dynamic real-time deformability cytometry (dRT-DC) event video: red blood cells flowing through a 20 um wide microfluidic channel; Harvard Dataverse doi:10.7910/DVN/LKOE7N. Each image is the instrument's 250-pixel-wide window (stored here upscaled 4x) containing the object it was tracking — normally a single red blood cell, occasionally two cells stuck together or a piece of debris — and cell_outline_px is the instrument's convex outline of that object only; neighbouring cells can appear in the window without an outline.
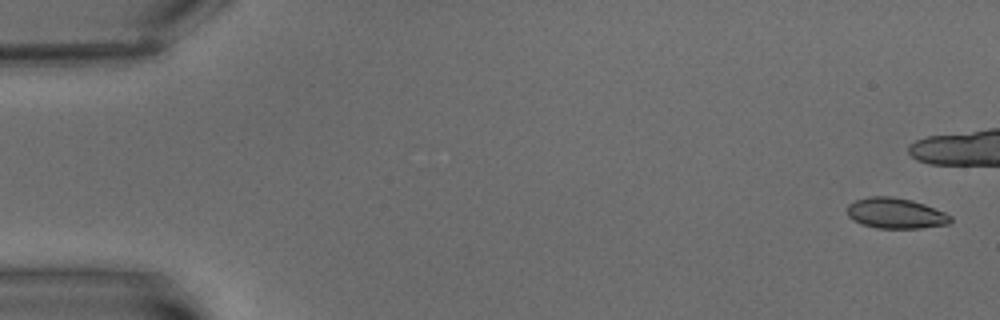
{"species": "common noctule bat (a hibernating species)", "species_latin": "Nyctalus noctula", "temperature_condition": "warm", "stored_images_in_passage": 12, "camera_frame_rate_fps": 3000, "um_per_image_px": 0.085, "animal": {"sex": "male", "body_mass_g": 15.6}, "frame": {"image": 1, "passage_image": 1, "time_ms": 0.0, "image_size_px": [1000, 320], "cell_outline_px": [[952, 220], [948, 224], [924, 228], [876, 228], [852, 220], [848, 216], [848, 204], [856, 200], [868, 196], [892, 196], [912, 200], [924, 204], [944, 212], [952, 216]], "centroid_in_image_um": [76.14, 18.12], "position_along_channel_um": 8.9, "area_um2": 18.44}}
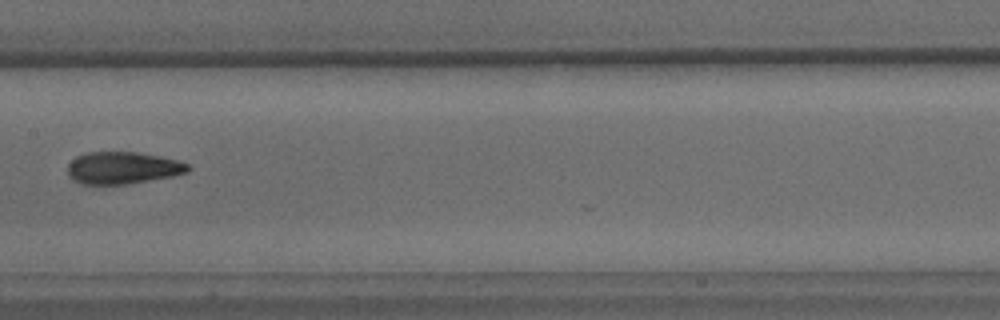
{"frame": {"image": 2, "passage_image": 11, "time_ms": 13.333, "image_size_px": [1000, 320], "cell_outline_px": [[192, 168], [188, 172], [172, 176], [124, 184], [80, 184], [72, 180], [68, 176], [68, 164], [76, 156], [88, 152], [136, 152], [160, 156], [176, 160], [188, 164]], "centroid_in_image_um": [10.41, 14.27], "position_along_channel_um": 197.0, "area_um2": 22.48}}